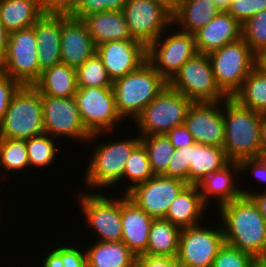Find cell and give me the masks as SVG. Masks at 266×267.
I'll return each mask as SVG.
<instances>
[{
	"instance_id": "obj_10",
	"label": "cell",
	"mask_w": 266,
	"mask_h": 267,
	"mask_svg": "<svg viewBox=\"0 0 266 267\" xmlns=\"http://www.w3.org/2000/svg\"><path fill=\"white\" fill-rule=\"evenodd\" d=\"M168 85L192 102H218L228 98L216 83L208 55L203 53L188 59Z\"/></svg>"
},
{
	"instance_id": "obj_36",
	"label": "cell",
	"mask_w": 266,
	"mask_h": 267,
	"mask_svg": "<svg viewBox=\"0 0 266 267\" xmlns=\"http://www.w3.org/2000/svg\"><path fill=\"white\" fill-rule=\"evenodd\" d=\"M140 142L148 153L149 163L155 175H163L168 169L175 148L166 135L140 136Z\"/></svg>"
},
{
	"instance_id": "obj_12",
	"label": "cell",
	"mask_w": 266,
	"mask_h": 267,
	"mask_svg": "<svg viewBox=\"0 0 266 267\" xmlns=\"http://www.w3.org/2000/svg\"><path fill=\"white\" fill-rule=\"evenodd\" d=\"M0 70L21 85H33L41 76L37 39L33 26L9 33L7 51Z\"/></svg>"
},
{
	"instance_id": "obj_49",
	"label": "cell",
	"mask_w": 266,
	"mask_h": 267,
	"mask_svg": "<svg viewBox=\"0 0 266 267\" xmlns=\"http://www.w3.org/2000/svg\"><path fill=\"white\" fill-rule=\"evenodd\" d=\"M240 189L242 195L249 197L253 201L259 212L263 215V217L266 220V191H264L263 188H261L262 191L259 190L260 192L259 191L257 192V190L256 191L253 190L252 187L251 189L249 187L244 189V186L243 188L241 186Z\"/></svg>"
},
{
	"instance_id": "obj_48",
	"label": "cell",
	"mask_w": 266,
	"mask_h": 267,
	"mask_svg": "<svg viewBox=\"0 0 266 267\" xmlns=\"http://www.w3.org/2000/svg\"><path fill=\"white\" fill-rule=\"evenodd\" d=\"M165 135L171 141V144L174 146L175 150L180 149L183 146H191L195 143L192 134L185 124L173 127Z\"/></svg>"
},
{
	"instance_id": "obj_38",
	"label": "cell",
	"mask_w": 266,
	"mask_h": 267,
	"mask_svg": "<svg viewBox=\"0 0 266 267\" xmlns=\"http://www.w3.org/2000/svg\"><path fill=\"white\" fill-rule=\"evenodd\" d=\"M241 38L255 54L266 50V10L255 14L242 24Z\"/></svg>"
},
{
	"instance_id": "obj_2",
	"label": "cell",
	"mask_w": 266,
	"mask_h": 267,
	"mask_svg": "<svg viewBox=\"0 0 266 267\" xmlns=\"http://www.w3.org/2000/svg\"><path fill=\"white\" fill-rule=\"evenodd\" d=\"M217 210L225 244L253 257L266 256V220L249 197L242 195Z\"/></svg>"
},
{
	"instance_id": "obj_41",
	"label": "cell",
	"mask_w": 266,
	"mask_h": 267,
	"mask_svg": "<svg viewBox=\"0 0 266 267\" xmlns=\"http://www.w3.org/2000/svg\"><path fill=\"white\" fill-rule=\"evenodd\" d=\"M189 166V146H183L174 151L163 176L181 179L189 185Z\"/></svg>"
},
{
	"instance_id": "obj_42",
	"label": "cell",
	"mask_w": 266,
	"mask_h": 267,
	"mask_svg": "<svg viewBox=\"0 0 266 267\" xmlns=\"http://www.w3.org/2000/svg\"><path fill=\"white\" fill-rule=\"evenodd\" d=\"M263 10H266V0H231L227 12L242 25Z\"/></svg>"
},
{
	"instance_id": "obj_54",
	"label": "cell",
	"mask_w": 266,
	"mask_h": 267,
	"mask_svg": "<svg viewBox=\"0 0 266 267\" xmlns=\"http://www.w3.org/2000/svg\"><path fill=\"white\" fill-rule=\"evenodd\" d=\"M161 5H163L172 14L178 9L182 0H153Z\"/></svg>"
},
{
	"instance_id": "obj_15",
	"label": "cell",
	"mask_w": 266,
	"mask_h": 267,
	"mask_svg": "<svg viewBox=\"0 0 266 267\" xmlns=\"http://www.w3.org/2000/svg\"><path fill=\"white\" fill-rule=\"evenodd\" d=\"M122 11L132 38L146 47L172 25V13L153 0H128Z\"/></svg>"
},
{
	"instance_id": "obj_25",
	"label": "cell",
	"mask_w": 266,
	"mask_h": 267,
	"mask_svg": "<svg viewBox=\"0 0 266 267\" xmlns=\"http://www.w3.org/2000/svg\"><path fill=\"white\" fill-rule=\"evenodd\" d=\"M81 20L96 47L109 41L135 40L130 34L122 10L92 13L82 17Z\"/></svg>"
},
{
	"instance_id": "obj_30",
	"label": "cell",
	"mask_w": 266,
	"mask_h": 267,
	"mask_svg": "<svg viewBox=\"0 0 266 267\" xmlns=\"http://www.w3.org/2000/svg\"><path fill=\"white\" fill-rule=\"evenodd\" d=\"M43 14L39 0H0V20L9 33L32 27Z\"/></svg>"
},
{
	"instance_id": "obj_16",
	"label": "cell",
	"mask_w": 266,
	"mask_h": 267,
	"mask_svg": "<svg viewBox=\"0 0 266 267\" xmlns=\"http://www.w3.org/2000/svg\"><path fill=\"white\" fill-rule=\"evenodd\" d=\"M187 185L178 178L155 175L134 186L126 195L149 216L159 219L165 217L171 203Z\"/></svg>"
},
{
	"instance_id": "obj_46",
	"label": "cell",
	"mask_w": 266,
	"mask_h": 267,
	"mask_svg": "<svg viewBox=\"0 0 266 267\" xmlns=\"http://www.w3.org/2000/svg\"><path fill=\"white\" fill-rule=\"evenodd\" d=\"M134 267H181V266L178 263L177 257L150 256L142 254L136 256Z\"/></svg>"
},
{
	"instance_id": "obj_19",
	"label": "cell",
	"mask_w": 266,
	"mask_h": 267,
	"mask_svg": "<svg viewBox=\"0 0 266 267\" xmlns=\"http://www.w3.org/2000/svg\"><path fill=\"white\" fill-rule=\"evenodd\" d=\"M60 46L62 63L74 68L96 53V45L82 20L64 14Z\"/></svg>"
},
{
	"instance_id": "obj_17",
	"label": "cell",
	"mask_w": 266,
	"mask_h": 267,
	"mask_svg": "<svg viewBox=\"0 0 266 267\" xmlns=\"http://www.w3.org/2000/svg\"><path fill=\"white\" fill-rule=\"evenodd\" d=\"M196 143L222 147L225 139L222 101L193 102L184 122Z\"/></svg>"
},
{
	"instance_id": "obj_34",
	"label": "cell",
	"mask_w": 266,
	"mask_h": 267,
	"mask_svg": "<svg viewBox=\"0 0 266 267\" xmlns=\"http://www.w3.org/2000/svg\"><path fill=\"white\" fill-rule=\"evenodd\" d=\"M155 174L151 169L148 153L144 145L140 142L131 152L126 160L123 181L125 182L123 194H126L137 184L146 182L153 178ZM128 181L130 184H128ZM126 189V190H125Z\"/></svg>"
},
{
	"instance_id": "obj_24",
	"label": "cell",
	"mask_w": 266,
	"mask_h": 267,
	"mask_svg": "<svg viewBox=\"0 0 266 267\" xmlns=\"http://www.w3.org/2000/svg\"><path fill=\"white\" fill-rule=\"evenodd\" d=\"M207 208L197 185H187L171 203L163 219L181 229L193 227L203 223L202 220L208 217L205 216Z\"/></svg>"
},
{
	"instance_id": "obj_27",
	"label": "cell",
	"mask_w": 266,
	"mask_h": 267,
	"mask_svg": "<svg viewBox=\"0 0 266 267\" xmlns=\"http://www.w3.org/2000/svg\"><path fill=\"white\" fill-rule=\"evenodd\" d=\"M189 185H197L205 177L225 167L230 160L223 147L194 143L189 146Z\"/></svg>"
},
{
	"instance_id": "obj_29",
	"label": "cell",
	"mask_w": 266,
	"mask_h": 267,
	"mask_svg": "<svg viewBox=\"0 0 266 267\" xmlns=\"http://www.w3.org/2000/svg\"><path fill=\"white\" fill-rule=\"evenodd\" d=\"M41 95L69 98L75 96L78 89L76 68L66 64H57L44 70L33 84Z\"/></svg>"
},
{
	"instance_id": "obj_21",
	"label": "cell",
	"mask_w": 266,
	"mask_h": 267,
	"mask_svg": "<svg viewBox=\"0 0 266 267\" xmlns=\"http://www.w3.org/2000/svg\"><path fill=\"white\" fill-rule=\"evenodd\" d=\"M121 220L122 242L136 256L142 255L147 249L154 218L138 207L126 194H122Z\"/></svg>"
},
{
	"instance_id": "obj_50",
	"label": "cell",
	"mask_w": 266,
	"mask_h": 267,
	"mask_svg": "<svg viewBox=\"0 0 266 267\" xmlns=\"http://www.w3.org/2000/svg\"><path fill=\"white\" fill-rule=\"evenodd\" d=\"M58 245V246H57ZM53 245V249L50 248V251L44 255V257L41 259L42 264L40 267H63L64 264L61 261V244H56V246Z\"/></svg>"
},
{
	"instance_id": "obj_47",
	"label": "cell",
	"mask_w": 266,
	"mask_h": 267,
	"mask_svg": "<svg viewBox=\"0 0 266 267\" xmlns=\"http://www.w3.org/2000/svg\"><path fill=\"white\" fill-rule=\"evenodd\" d=\"M44 14L69 15L78 0H39Z\"/></svg>"
},
{
	"instance_id": "obj_40",
	"label": "cell",
	"mask_w": 266,
	"mask_h": 267,
	"mask_svg": "<svg viewBox=\"0 0 266 267\" xmlns=\"http://www.w3.org/2000/svg\"><path fill=\"white\" fill-rule=\"evenodd\" d=\"M253 258L249 253L224 243L219 249L212 267H250Z\"/></svg>"
},
{
	"instance_id": "obj_37",
	"label": "cell",
	"mask_w": 266,
	"mask_h": 267,
	"mask_svg": "<svg viewBox=\"0 0 266 267\" xmlns=\"http://www.w3.org/2000/svg\"><path fill=\"white\" fill-rule=\"evenodd\" d=\"M78 87H112V80L101 58L95 53L76 68Z\"/></svg>"
},
{
	"instance_id": "obj_22",
	"label": "cell",
	"mask_w": 266,
	"mask_h": 267,
	"mask_svg": "<svg viewBox=\"0 0 266 267\" xmlns=\"http://www.w3.org/2000/svg\"><path fill=\"white\" fill-rule=\"evenodd\" d=\"M241 26L227 11H222L194 33L197 53L208 55L228 43L239 40Z\"/></svg>"
},
{
	"instance_id": "obj_14",
	"label": "cell",
	"mask_w": 266,
	"mask_h": 267,
	"mask_svg": "<svg viewBox=\"0 0 266 267\" xmlns=\"http://www.w3.org/2000/svg\"><path fill=\"white\" fill-rule=\"evenodd\" d=\"M45 133L60 143L71 142L86 144L91 134L84 127L74 96L69 98L41 95ZM60 138V139H59Z\"/></svg>"
},
{
	"instance_id": "obj_51",
	"label": "cell",
	"mask_w": 266,
	"mask_h": 267,
	"mask_svg": "<svg viewBox=\"0 0 266 267\" xmlns=\"http://www.w3.org/2000/svg\"><path fill=\"white\" fill-rule=\"evenodd\" d=\"M9 39V32L3 26L2 21L0 20V60L4 57L7 51Z\"/></svg>"
},
{
	"instance_id": "obj_56",
	"label": "cell",
	"mask_w": 266,
	"mask_h": 267,
	"mask_svg": "<svg viewBox=\"0 0 266 267\" xmlns=\"http://www.w3.org/2000/svg\"><path fill=\"white\" fill-rule=\"evenodd\" d=\"M219 7L221 11H227L230 4L231 0H213Z\"/></svg>"
},
{
	"instance_id": "obj_31",
	"label": "cell",
	"mask_w": 266,
	"mask_h": 267,
	"mask_svg": "<svg viewBox=\"0 0 266 267\" xmlns=\"http://www.w3.org/2000/svg\"><path fill=\"white\" fill-rule=\"evenodd\" d=\"M181 228L163 218L154 219L149 233L147 249L150 256L177 257Z\"/></svg>"
},
{
	"instance_id": "obj_45",
	"label": "cell",
	"mask_w": 266,
	"mask_h": 267,
	"mask_svg": "<svg viewBox=\"0 0 266 267\" xmlns=\"http://www.w3.org/2000/svg\"><path fill=\"white\" fill-rule=\"evenodd\" d=\"M21 84L0 70V123L4 119L13 94Z\"/></svg>"
},
{
	"instance_id": "obj_8",
	"label": "cell",
	"mask_w": 266,
	"mask_h": 267,
	"mask_svg": "<svg viewBox=\"0 0 266 267\" xmlns=\"http://www.w3.org/2000/svg\"><path fill=\"white\" fill-rule=\"evenodd\" d=\"M208 57L216 83L228 97H233L255 68L256 54L242 38L211 52Z\"/></svg>"
},
{
	"instance_id": "obj_3",
	"label": "cell",
	"mask_w": 266,
	"mask_h": 267,
	"mask_svg": "<svg viewBox=\"0 0 266 267\" xmlns=\"http://www.w3.org/2000/svg\"><path fill=\"white\" fill-rule=\"evenodd\" d=\"M225 139L223 149L230 161L261 157V113L243 107L234 98L222 101Z\"/></svg>"
},
{
	"instance_id": "obj_44",
	"label": "cell",
	"mask_w": 266,
	"mask_h": 267,
	"mask_svg": "<svg viewBox=\"0 0 266 267\" xmlns=\"http://www.w3.org/2000/svg\"><path fill=\"white\" fill-rule=\"evenodd\" d=\"M61 243V261L64 264L63 267H86V254L84 248L86 246H78L81 245L73 242L65 243L62 241ZM80 247V248H79ZM83 247V248H82Z\"/></svg>"
},
{
	"instance_id": "obj_11",
	"label": "cell",
	"mask_w": 266,
	"mask_h": 267,
	"mask_svg": "<svg viewBox=\"0 0 266 267\" xmlns=\"http://www.w3.org/2000/svg\"><path fill=\"white\" fill-rule=\"evenodd\" d=\"M196 53L195 35L171 25L147 47V61L169 82Z\"/></svg>"
},
{
	"instance_id": "obj_26",
	"label": "cell",
	"mask_w": 266,
	"mask_h": 267,
	"mask_svg": "<svg viewBox=\"0 0 266 267\" xmlns=\"http://www.w3.org/2000/svg\"><path fill=\"white\" fill-rule=\"evenodd\" d=\"M221 12L213 0H182L172 14V25L182 32L194 34Z\"/></svg>"
},
{
	"instance_id": "obj_1",
	"label": "cell",
	"mask_w": 266,
	"mask_h": 267,
	"mask_svg": "<svg viewBox=\"0 0 266 267\" xmlns=\"http://www.w3.org/2000/svg\"><path fill=\"white\" fill-rule=\"evenodd\" d=\"M113 133L114 135H112ZM109 134L114 137L116 133L114 131L94 133L91 134V137L86 142L88 147L89 143H91L93 145L92 148H94L92 149L93 152L91 151L90 153L91 157H89L88 165H86L85 176H82L84 177L82 180L84 181V189L86 186L87 191H104L103 189L106 188L118 187L121 182V187L123 188V173L126 160L132 150L140 143V135L135 132L132 138L131 136H125L122 139L100 141L104 139L102 136L108 135L109 137Z\"/></svg>"
},
{
	"instance_id": "obj_5",
	"label": "cell",
	"mask_w": 266,
	"mask_h": 267,
	"mask_svg": "<svg viewBox=\"0 0 266 267\" xmlns=\"http://www.w3.org/2000/svg\"><path fill=\"white\" fill-rule=\"evenodd\" d=\"M44 133L41 94L33 85H21L0 123V138L27 140Z\"/></svg>"
},
{
	"instance_id": "obj_43",
	"label": "cell",
	"mask_w": 266,
	"mask_h": 267,
	"mask_svg": "<svg viewBox=\"0 0 266 267\" xmlns=\"http://www.w3.org/2000/svg\"><path fill=\"white\" fill-rule=\"evenodd\" d=\"M239 168H240V175L241 177H244V175L248 174V172L251 173L252 178L254 181L257 180L258 184L263 186H266V157H257V158H247L240 160L238 162ZM260 182V183H259ZM266 191V187L264 189Z\"/></svg>"
},
{
	"instance_id": "obj_9",
	"label": "cell",
	"mask_w": 266,
	"mask_h": 267,
	"mask_svg": "<svg viewBox=\"0 0 266 267\" xmlns=\"http://www.w3.org/2000/svg\"><path fill=\"white\" fill-rule=\"evenodd\" d=\"M210 222L181 229L177 254L181 267H212L225 240L220 220Z\"/></svg>"
},
{
	"instance_id": "obj_6",
	"label": "cell",
	"mask_w": 266,
	"mask_h": 267,
	"mask_svg": "<svg viewBox=\"0 0 266 267\" xmlns=\"http://www.w3.org/2000/svg\"><path fill=\"white\" fill-rule=\"evenodd\" d=\"M105 193V194H104ZM99 191H86L83 189L78 195V206L83 214L86 225L96 241L119 242L122 241L121 205L122 194L113 197L112 194ZM103 194V195H102ZM107 194V195H106Z\"/></svg>"
},
{
	"instance_id": "obj_53",
	"label": "cell",
	"mask_w": 266,
	"mask_h": 267,
	"mask_svg": "<svg viewBox=\"0 0 266 267\" xmlns=\"http://www.w3.org/2000/svg\"><path fill=\"white\" fill-rule=\"evenodd\" d=\"M255 67L266 75V50L256 54Z\"/></svg>"
},
{
	"instance_id": "obj_18",
	"label": "cell",
	"mask_w": 266,
	"mask_h": 267,
	"mask_svg": "<svg viewBox=\"0 0 266 267\" xmlns=\"http://www.w3.org/2000/svg\"><path fill=\"white\" fill-rule=\"evenodd\" d=\"M96 53L112 82L132 73L147 61V47L137 40L109 41L97 46Z\"/></svg>"
},
{
	"instance_id": "obj_52",
	"label": "cell",
	"mask_w": 266,
	"mask_h": 267,
	"mask_svg": "<svg viewBox=\"0 0 266 267\" xmlns=\"http://www.w3.org/2000/svg\"><path fill=\"white\" fill-rule=\"evenodd\" d=\"M260 146L261 156L266 157V114L262 115L260 122Z\"/></svg>"
},
{
	"instance_id": "obj_20",
	"label": "cell",
	"mask_w": 266,
	"mask_h": 267,
	"mask_svg": "<svg viewBox=\"0 0 266 267\" xmlns=\"http://www.w3.org/2000/svg\"><path fill=\"white\" fill-rule=\"evenodd\" d=\"M239 178L238 162L230 161L225 167L214 171L197 184L203 202L209 207L210 202L211 206L216 205L213 208L218 209L221 205L241 197Z\"/></svg>"
},
{
	"instance_id": "obj_55",
	"label": "cell",
	"mask_w": 266,
	"mask_h": 267,
	"mask_svg": "<svg viewBox=\"0 0 266 267\" xmlns=\"http://www.w3.org/2000/svg\"><path fill=\"white\" fill-rule=\"evenodd\" d=\"M250 267H266V256L254 257Z\"/></svg>"
},
{
	"instance_id": "obj_32",
	"label": "cell",
	"mask_w": 266,
	"mask_h": 267,
	"mask_svg": "<svg viewBox=\"0 0 266 267\" xmlns=\"http://www.w3.org/2000/svg\"><path fill=\"white\" fill-rule=\"evenodd\" d=\"M232 98L243 107L266 114V75L255 67Z\"/></svg>"
},
{
	"instance_id": "obj_28",
	"label": "cell",
	"mask_w": 266,
	"mask_h": 267,
	"mask_svg": "<svg viewBox=\"0 0 266 267\" xmlns=\"http://www.w3.org/2000/svg\"><path fill=\"white\" fill-rule=\"evenodd\" d=\"M85 245L86 267H134L136 255L122 241L94 240Z\"/></svg>"
},
{
	"instance_id": "obj_39",
	"label": "cell",
	"mask_w": 266,
	"mask_h": 267,
	"mask_svg": "<svg viewBox=\"0 0 266 267\" xmlns=\"http://www.w3.org/2000/svg\"><path fill=\"white\" fill-rule=\"evenodd\" d=\"M128 0H78L70 17L81 19L92 13L121 11Z\"/></svg>"
},
{
	"instance_id": "obj_7",
	"label": "cell",
	"mask_w": 266,
	"mask_h": 267,
	"mask_svg": "<svg viewBox=\"0 0 266 267\" xmlns=\"http://www.w3.org/2000/svg\"><path fill=\"white\" fill-rule=\"evenodd\" d=\"M192 101L169 85L142 110L132 122L140 136L165 135L183 125Z\"/></svg>"
},
{
	"instance_id": "obj_13",
	"label": "cell",
	"mask_w": 266,
	"mask_h": 267,
	"mask_svg": "<svg viewBox=\"0 0 266 267\" xmlns=\"http://www.w3.org/2000/svg\"><path fill=\"white\" fill-rule=\"evenodd\" d=\"M74 97L81 121L90 134L116 132L124 123L117 112L112 87H78Z\"/></svg>"
},
{
	"instance_id": "obj_4",
	"label": "cell",
	"mask_w": 266,
	"mask_h": 267,
	"mask_svg": "<svg viewBox=\"0 0 266 267\" xmlns=\"http://www.w3.org/2000/svg\"><path fill=\"white\" fill-rule=\"evenodd\" d=\"M168 82L148 62L112 84L115 106L123 120L133 122Z\"/></svg>"
},
{
	"instance_id": "obj_33",
	"label": "cell",
	"mask_w": 266,
	"mask_h": 267,
	"mask_svg": "<svg viewBox=\"0 0 266 267\" xmlns=\"http://www.w3.org/2000/svg\"><path fill=\"white\" fill-rule=\"evenodd\" d=\"M59 142L60 141L46 133L25 140L29 170H31V168L45 169L49 168L50 165L53 166L52 164L58 161L56 158L59 157L58 154L60 151H58V149L59 146H61Z\"/></svg>"
},
{
	"instance_id": "obj_23",
	"label": "cell",
	"mask_w": 266,
	"mask_h": 267,
	"mask_svg": "<svg viewBox=\"0 0 266 267\" xmlns=\"http://www.w3.org/2000/svg\"><path fill=\"white\" fill-rule=\"evenodd\" d=\"M62 14H43L33 25L37 39L40 70L61 64L60 36Z\"/></svg>"
},
{
	"instance_id": "obj_35",
	"label": "cell",
	"mask_w": 266,
	"mask_h": 267,
	"mask_svg": "<svg viewBox=\"0 0 266 267\" xmlns=\"http://www.w3.org/2000/svg\"><path fill=\"white\" fill-rule=\"evenodd\" d=\"M29 169L25 140L0 138V173L20 172Z\"/></svg>"
}]
</instances>
